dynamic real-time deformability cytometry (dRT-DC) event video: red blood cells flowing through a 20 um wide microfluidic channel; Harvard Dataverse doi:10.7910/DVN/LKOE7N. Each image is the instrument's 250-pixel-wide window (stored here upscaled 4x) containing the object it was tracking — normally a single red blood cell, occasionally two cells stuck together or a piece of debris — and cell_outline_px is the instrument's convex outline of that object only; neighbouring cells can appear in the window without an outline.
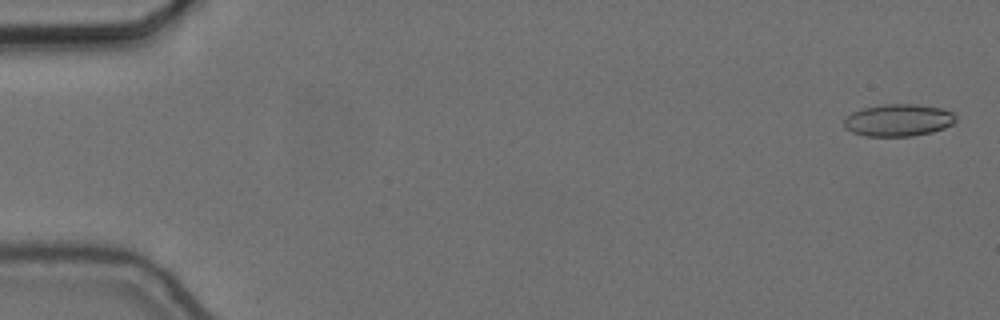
{"species": "common noctule bat (a hibernating species)", "species_latin": "Nyctalus noctula", "temperature_condition": "cold", "stored_images_in_passage": 37, "camera_frame_rate_fps": 3000, "um_per_image_px": 0.085, "animal": {"sex": "female", "body_mass_g": 24.6, "forearm_length_mm": 56.2}, "frame": {"image": 1, "passage_image": 2, "time_ms": 0.333, "image_size_px": [1000, 320], "cell_outline_px": [[956, 120], [952, 124], [944, 128], [932, 132], [912, 136], [864, 136], [852, 132], [844, 128], [844, 120], [852, 112], [864, 108], [884, 104], [916, 104], [940, 108], [952, 112], [956, 116]], "centroid_in_image_um": [76.36, 10.22], "position_along_channel_um": 8.6, "area_um2": 20.92}}
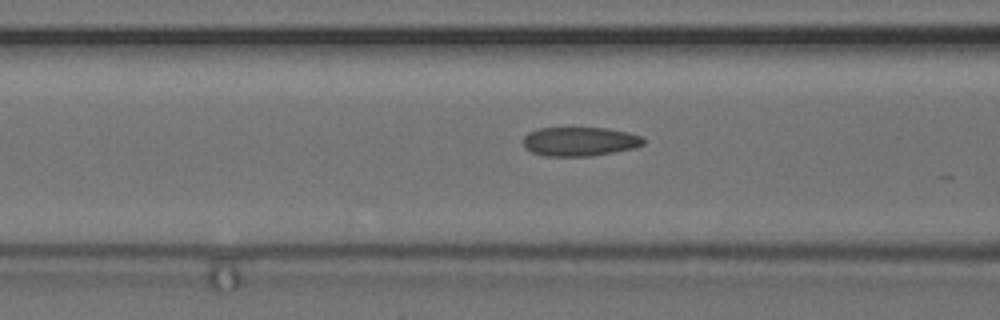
{"frame": {"image": 2, "passage_image": 23, "time_ms": 7.333, "image_size_px": [1000, 320], "cell_outline_px": [[644, 144], [636, 148], [592, 156], [544, 156], [532, 152], [524, 148], [524, 136], [528, 132], [540, 128], [608, 128], [628, 132], [640, 136], [644, 140]], "centroid_in_image_um": [49.28, 12.03], "position_along_channel_um": 117.3, "area_um2": 20.46}}
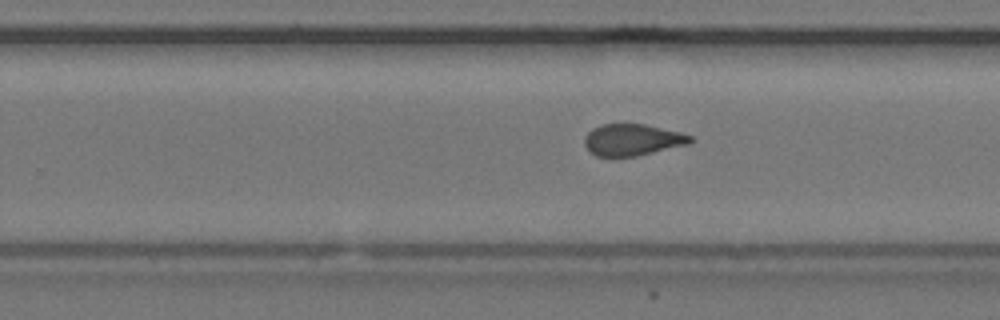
{"frame": {"image": 3, "passage_image": 36, "time_ms": 11.667, "image_size_px": [1000, 320], "cell_outline_px": [[696, 140], [688, 144], [636, 156], [596, 156], [588, 152], [584, 144], [584, 136], [592, 128], [600, 124], [644, 124], [680, 132], [692, 136]], "centroid_in_image_um": [53.73, 11.88], "position_along_channel_um": 276.1, "area_um2": 19.59}}